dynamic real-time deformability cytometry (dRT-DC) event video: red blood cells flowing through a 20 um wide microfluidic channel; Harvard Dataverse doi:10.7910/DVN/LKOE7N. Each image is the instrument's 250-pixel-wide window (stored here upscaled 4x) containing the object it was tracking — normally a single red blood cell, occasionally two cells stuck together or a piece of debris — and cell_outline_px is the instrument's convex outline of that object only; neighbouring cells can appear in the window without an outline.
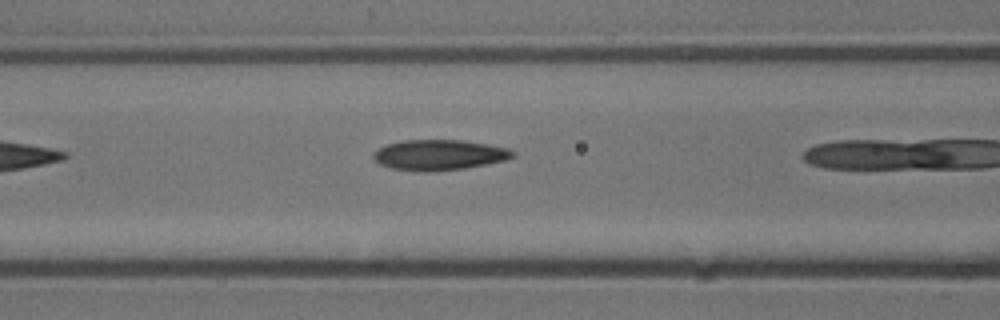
{"species": "common noctule bat (a hibernating species)", "species_latin": "Nyctalus noctula", "temperature_condition": "cold", "stored_images_in_passage": 4, "camera_frame_rate_fps": 3000, "um_per_image_px": 0.085, "animal": {"sex": "male", "body_mass_g": 13.3}, "frame": {"image": 1, "passage_image": 3, "time_ms": 0.667, "image_size_px": [1000, 320], "cell_outline_px": [[516, 156], [504, 160], [464, 168], [424, 172], [392, 168], [380, 164], [372, 156], [380, 148], [388, 144], [400, 140], [460, 140], [488, 144], [508, 148], [516, 152]], "centroid_in_image_um": [37.35, 13.16], "position_along_channel_um": 129.2, "area_um2": 24.45}}